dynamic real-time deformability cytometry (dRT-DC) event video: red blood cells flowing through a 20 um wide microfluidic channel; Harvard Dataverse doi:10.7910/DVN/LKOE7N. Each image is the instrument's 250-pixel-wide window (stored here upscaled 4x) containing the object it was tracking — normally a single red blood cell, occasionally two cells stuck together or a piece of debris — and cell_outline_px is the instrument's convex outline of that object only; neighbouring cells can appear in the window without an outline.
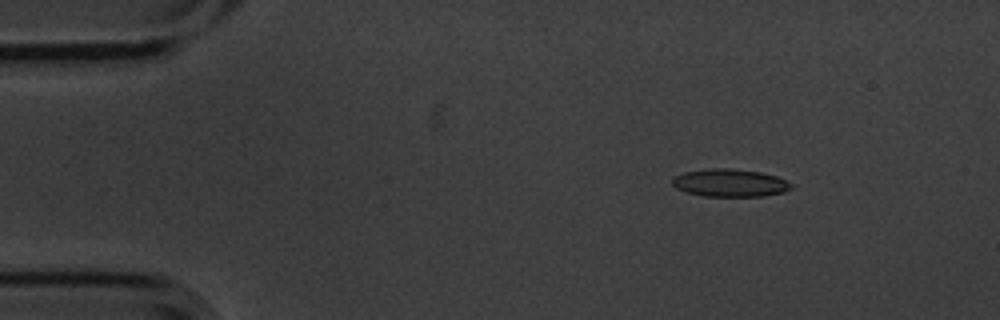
{"species": "common noctule bat (a hibernating species)", "species_latin": "Nyctalus noctula", "temperature_condition": "cold", "stored_images_in_passage": 3, "camera_frame_rate_fps": 3000, "um_per_image_px": 0.085, "animal": {"sex": "male", "body_mass_g": 20.1, "forearm_length_mm": 53.5}, "frame": {"image": 1, "passage_image": 1, "time_ms": 0.0, "image_size_px": [1000, 320], "cell_outline_px": [[792, 188], [784, 192], [764, 196], [704, 196], [688, 192], [676, 188], [672, 184], [672, 180], [676, 176], [684, 172], [708, 168], [728, 168], [760, 172], [776, 176], [788, 180], [792, 184]], "centroid_in_image_um": [62.08, 15.54], "position_along_channel_um": 22.9, "area_um2": 19.19}}
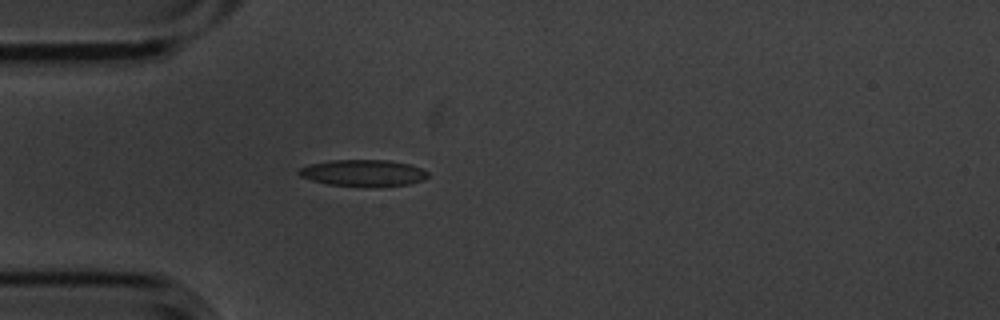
{"frame": {"image": 2, "passage_image": 3, "time_ms": 0.667, "image_size_px": [1000, 320], "cell_outline_px": [[428, 176], [424, 180], [408, 184], [372, 188], [328, 184], [312, 180], [300, 176], [296, 172], [300, 168], [308, 164], [328, 160], [388, 160], [408, 164], [420, 168], [428, 172]], "centroid_in_image_um": [30.86, 14.71], "position_along_channel_um": 54.1, "area_um2": 20.29}}